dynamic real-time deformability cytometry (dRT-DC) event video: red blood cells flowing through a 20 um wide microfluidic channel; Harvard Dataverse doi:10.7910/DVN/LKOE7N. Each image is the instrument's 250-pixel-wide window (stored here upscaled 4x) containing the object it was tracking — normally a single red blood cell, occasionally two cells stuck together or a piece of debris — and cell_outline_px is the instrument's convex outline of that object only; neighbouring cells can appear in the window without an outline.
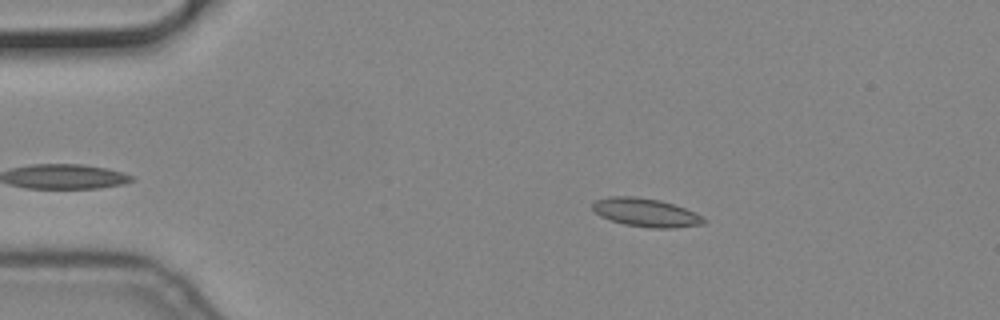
{"species": "common noctule bat (a hibernating species)", "species_latin": "Nyctalus noctula", "temperature_condition": "cold", "stored_images_in_passage": 44, "camera_frame_rate_fps": 3000, "um_per_image_px": 0.085, "animal": {"sex": "male", "body_mass_g": 19.2, "forearm_length_mm": 51.8}, "frame": {"image": 1, "passage_image": 6, "time_ms": 1.667, "image_size_px": [1000, 320], "cell_outline_px": [[708, 220], [704, 224], [676, 228], [648, 228], [624, 224], [600, 216], [592, 208], [592, 204], [596, 200], [608, 196], [636, 196], [660, 200], [684, 208]], "centroid_in_image_um": [54.88, 18.07], "position_along_channel_um": 30.1, "area_um2": 18.38}}
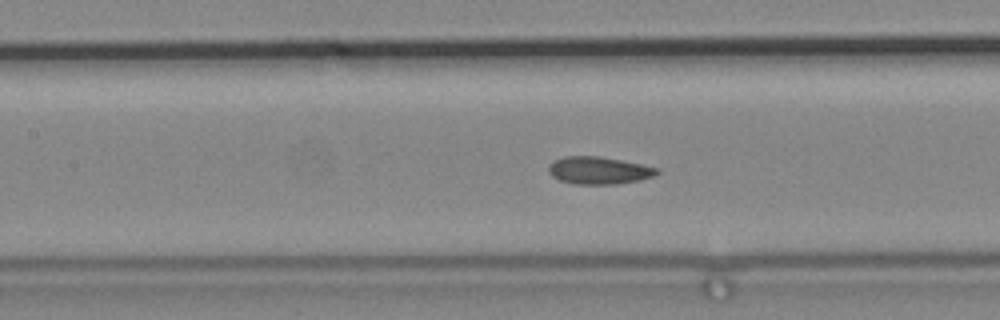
{"frame": {"image": 2, "passage_image": 21, "time_ms": 6.667, "image_size_px": [1000, 320], "cell_outline_px": [[660, 172], [652, 176], [640, 180], [616, 184], [576, 184], [560, 180], [552, 176], [548, 172], [548, 168], [556, 160], [564, 156], [600, 156], [660, 168]], "centroid_in_image_um": [50.92, 14.49], "position_along_channel_um": 156.5, "area_um2": 17.17}}
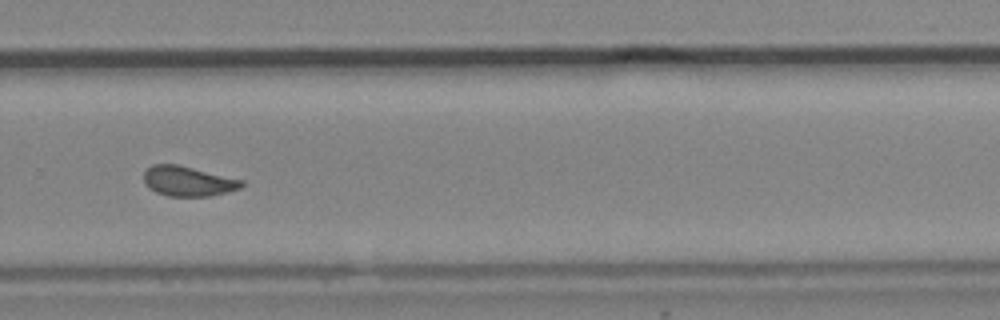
{"frame": {"image": 3, "passage_image": 34, "time_ms": 11.0, "image_size_px": [1000, 320], "cell_outline_px": [[244, 184], [240, 188], [212, 196], [168, 196], [156, 192], [148, 188], [144, 180], [144, 172], [152, 164], [180, 164], [244, 180]], "centroid_in_image_um": [15.99, 15.39], "position_along_channel_um": 313.8, "area_um2": 17.22}}